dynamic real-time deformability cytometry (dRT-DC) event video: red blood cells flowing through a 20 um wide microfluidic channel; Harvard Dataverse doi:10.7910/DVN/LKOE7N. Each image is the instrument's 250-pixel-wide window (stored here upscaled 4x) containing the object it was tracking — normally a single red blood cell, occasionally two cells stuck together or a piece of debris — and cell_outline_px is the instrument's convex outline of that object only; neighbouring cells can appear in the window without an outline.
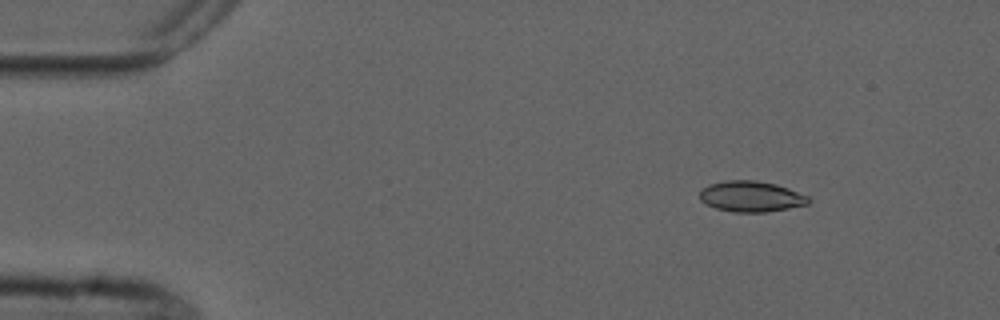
{"species": "common noctule bat (a hibernating species)", "species_latin": "Nyctalus noctula", "temperature_condition": "cold", "stored_images_in_passage": 4, "camera_frame_rate_fps": 3000, "um_per_image_px": 0.085, "animal": {"sex": "male", "forearm_length_mm": 52.5}, "frame": {"image": 1, "passage_image": 1, "time_ms": 0.0, "image_size_px": [1000, 320], "cell_outline_px": [[812, 200], [808, 204], [788, 208], [764, 212], [732, 212], [716, 208], [704, 204], [700, 200], [700, 192], [708, 184], [724, 180], [756, 180], [776, 184], [788, 188], [808, 196]], "centroid_in_image_um": [63.83, 16.69], "position_along_channel_um": 21.2, "area_um2": 19.59}}
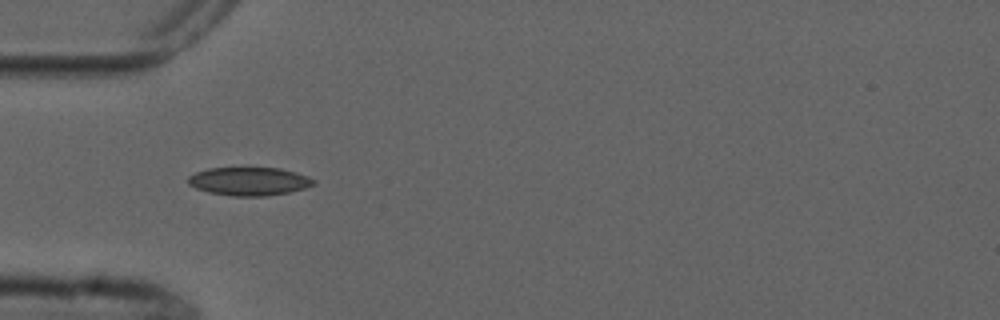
{"frame": {"image": 2, "passage_image": 4, "time_ms": 3.333, "image_size_px": [1000, 320], "cell_outline_px": [[316, 184], [304, 188], [288, 192], [264, 196], [232, 196], [208, 192], [196, 188], [188, 184], [188, 176], [196, 172], [208, 168], [280, 168], [296, 172], [308, 176], [316, 180]], "centroid_in_image_um": [21.18, 15.41], "position_along_channel_um": 63.8, "area_um2": 20.69}}